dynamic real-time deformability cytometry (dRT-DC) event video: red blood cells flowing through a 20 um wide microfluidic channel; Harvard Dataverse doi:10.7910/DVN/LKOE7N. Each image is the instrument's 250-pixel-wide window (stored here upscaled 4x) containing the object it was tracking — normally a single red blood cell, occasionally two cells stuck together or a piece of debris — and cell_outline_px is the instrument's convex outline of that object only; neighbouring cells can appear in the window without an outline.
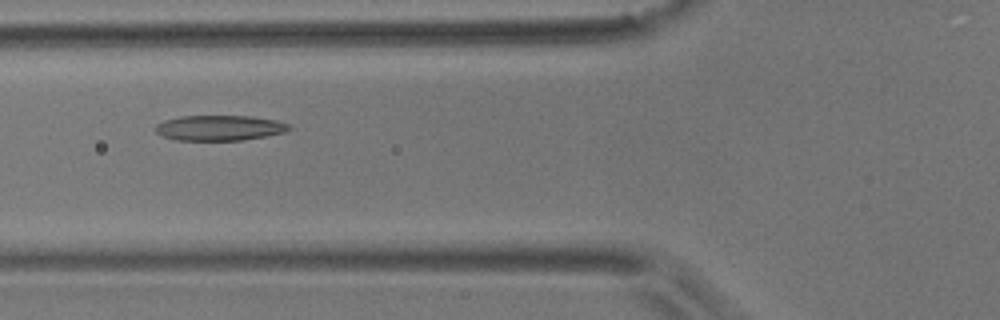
{"species": "common noctule bat (a hibernating species)", "species_latin": "Nyctalus noctula", "temperature_condition": "room temperature", "stored_images_in_passage": 11, "camera_frame_rate_fps": 3000, "um_per_image_px": 0.085, "animal": {"sex": "male", "body_mass_g": 17.9}, "frame": {"image": 1, "passage_image": 2, "time_ms": 1.0, "image_size_px": [1000, 320], "cell_outline_px": [[292, 128], [284, 132], [244, 140], [176, 140], [164, 136], [156, 132], [156, 124], [164, 120], [180, 116], [252, 116], [276, 120], [288, 124]], "centroid_in_image_um": [18.65, 10.86], "position_along_channel_um": 107.1, "area_um2": 19.59}}
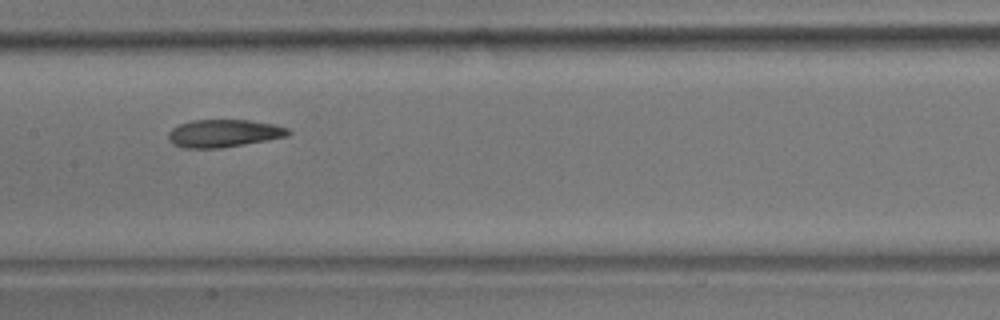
{"frame": {"image": 2, "passage_image": 4, "time_ms": 3.333, "image_size_px": [1000, 320], "cell_outline_px": [[292, 132], [288, 136], [268, 140], [220, 148], [184, 148], [172, 144], [168, 140], [168, 132], [172, 128], [180, 124], [192, 120], [248, 120], [276, 124], [288, 128]], "centroid_in_image_um": [19.02, 11.33], "position_along_channel_um": 188.4, "area_um2": 19.48}}
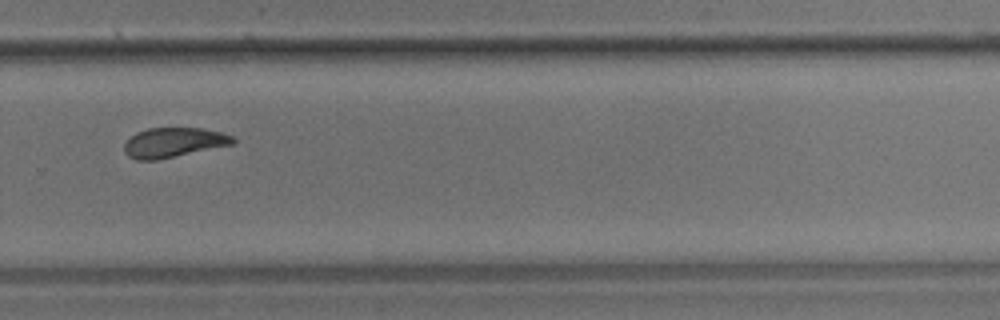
{"frame": {"image": 3, "passage_image": 7, "time_ms": 7.0, "image_size_px": [1000, 320], "cell_outline_px": [[236, 144], [156, 160], [136, 160], [128, 156], [124, 152], [124, 144], [136, 132], [148, 128], [204, 128], [220, 132], [232, 136], [236, 140]], "centroid_in_image_um": [14.77, 12.11], "position_along_channel_um": 315.0, "area_um2": 18.9}}